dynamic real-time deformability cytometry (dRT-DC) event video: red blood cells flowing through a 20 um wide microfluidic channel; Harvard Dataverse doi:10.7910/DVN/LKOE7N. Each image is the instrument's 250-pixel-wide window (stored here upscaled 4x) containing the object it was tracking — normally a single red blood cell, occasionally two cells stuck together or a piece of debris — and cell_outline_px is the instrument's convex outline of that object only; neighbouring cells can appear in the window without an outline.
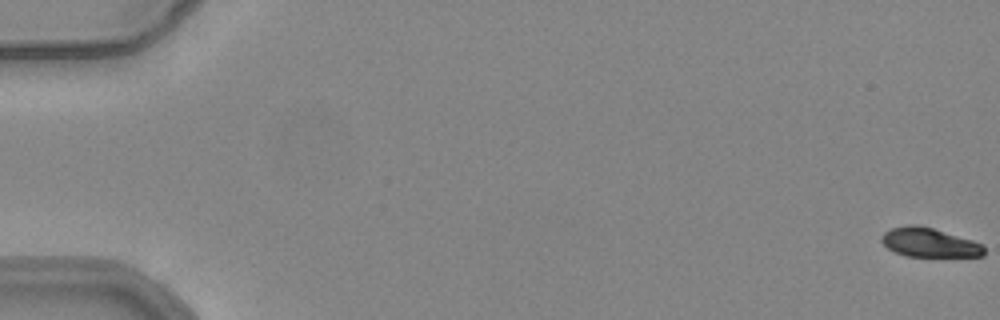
{"species": "common noctule bat (a hibernating species)", "species_latin": "Nyctalus noctula", "temperature_condition": "warm", "stored_images_in_passage": 55, "camera_frame_rate_fps": 3000, "um_per_image_px": 0.085, "animal": {"sex": "female", "body_mass_g": 24.6, "forearm_length_mm": 56.2}, "frame": {"image": 1, "passage_image": 1, "time_ms": 0.0, "image_size_px": [1000, 320], "cell_outline_px": [[984, 256], [904, 256], [888, 248], [880, 240], [880, 236], [884, 232], [892, 228], [908, 224], [916, 224], [932, 228], [972, 240], [984, 244]], "centroid_in_image_um": [78.97, 20.61], "position_along_channel_um": 6.0, "area_um2": 17.34}}
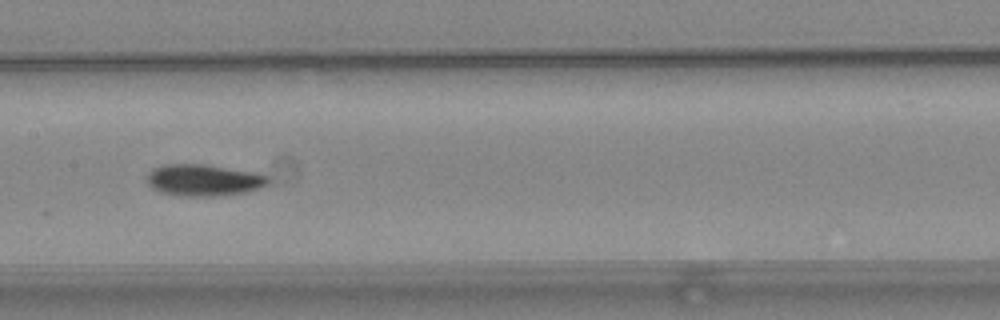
{"frame": {"image": 2, "passage_image": 29, "time_ms": 9.333, "image_size_px": [1000, 320], "cell_outline_px": [[268, 184], [260, 188], [248, 192], [216, 196], [180, 196], [160, 192], [152, 188], [148, 184], [148, 172], [152, 168], [164, 164], [204, 164], [256, 172], [268, 176]], "centroid_in_image_um": [17.31, 15.31], "position_along_channel_um": 190.1, "area_um2": 22.54}}
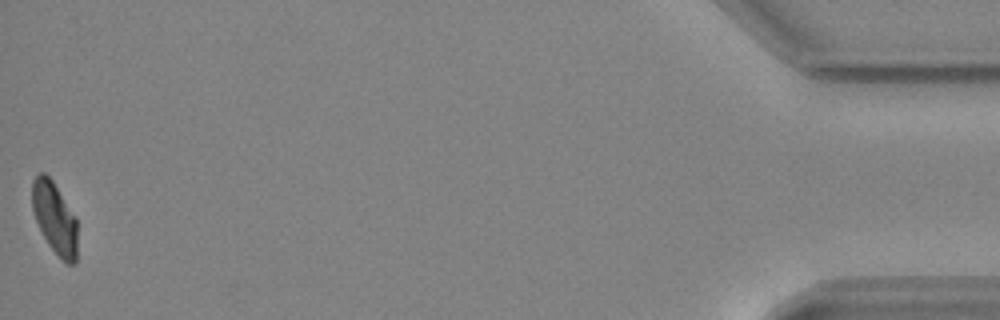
{"frame": {"image": 3, "passage_image": 55, "time_ms": 18.0, "image_size_px": [1000, 320], "cell_outline_px": [[76, 264], [68, 264], [48, 244], [36, 220], [32, 208], [32, 180], [40, 172], [44, 172], [52, 180], [76, 216]], "centroid_in_image_um": [4.64, 18.49], "position_along_channel_um": 430.6, "area_um2": 18.61}, "authors_computed_cell_mechanics": {"area_um2": 20.5768, "velocity_mm_per_s": 3.8783, "shape_relaxation_time_tau1_ms": 3.7845, "shape_relaxation_time_tau2_ms": null, "deformation_change_tau1": 0.1624, "deformation_change_tau2": null}}